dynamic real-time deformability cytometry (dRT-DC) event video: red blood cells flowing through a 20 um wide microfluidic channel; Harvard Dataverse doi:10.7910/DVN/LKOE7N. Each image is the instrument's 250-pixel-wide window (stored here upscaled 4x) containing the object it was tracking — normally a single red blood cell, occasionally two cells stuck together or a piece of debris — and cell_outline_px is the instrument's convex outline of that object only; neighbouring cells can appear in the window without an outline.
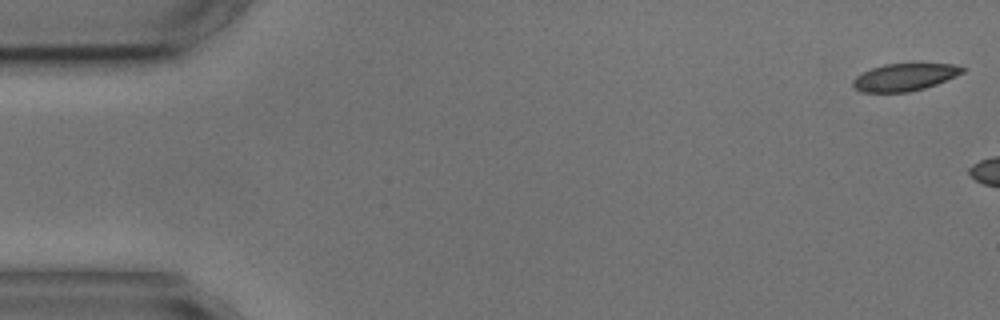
{"species": "common noctule bat (a hibernating species)", "species_latin": "Nyctalus noctula", "temperature_condition": "cold", "stored_images_in_passage": 3, "camera_frame_rate_fps": 3000, "um_per_image_px": 0.085, "animal": {"sex": "male", "body_mass_g": 17.9, "forearm_length_mm": 54.2}, "frame": {"image": 1, "passage_image": 1, "time_ms": 0.0, "image_size_px": [1000, 320], "cell_outline_px": [[964, 72], [956, 76], [936, 84], [924, 88], [908, 92], [860, 92], [852, 84], [852, 80], [856, 76], [872, 68], [884, 64], [916, 60], [920, 60], [952, 64], [964, 68]], "centroid_in_image_um": [76.93, 6.49], "position_along_channel_um": 8.1, "area_um2": 18.26}}